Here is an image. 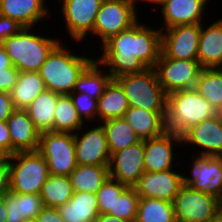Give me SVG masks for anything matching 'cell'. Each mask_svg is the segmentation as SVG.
Masks as SVG:
<instances>
[{
    "label": "cell",
    "instance_id": "obj_1",
    "mask_svg": "<svg viewBox=\"0 0 222 222\" xmlns=\"http://www.w3.org/2000/svg\"><path fill=\"white\" fill-rule=\"evenodd\" d=\"M96 48L101 53L95 59L113 79L125 74L141 73L154 68L160 57L161 29L142 23L141 19Z\"/></svg>",
    "mask_w": 222,
    "mask_h": 222
},
{
    "label": "cell",
    "instance_id": "obj_2",
    "mask_svg": "<svg viewBox=\"0 0 222 222\" xmlns=\"http://www.w3.org/2000/svg\"><path fill=\"white\" fill-rule=\"evenodd\" d=\"M66 45L68 44H63L61 41L51 51L39 70L46 89L60 95L73 92L78 77L96 56L95 53L94 57L86 54L89 52V48L86 50L87 52L82 48L81 55H78L74 48L70 49Z\"/></svg>",
    "mask_w": 222,
    "mask_h": 222
},
{
    "label": "cell",
    "instance_id": "obj_3",
    "mask_svg": "<svg viewBox=\"0 0 222 222\" xmlns=\"http://www.w3.org/2000/svg\"><path fill=\"white\" fill-rule=\"evenodd\" d=\"M50 34H40L36 27H23L17 34L5 39L2 46L20 72H39L51 51L63 41L58 34L55 38Z\"/></svg>",
    "mask_w": 222,
    "mask_h": 222
},
{
    "label": "cell",
    "instance_id": "obj_4",
    "mask_svg": "<svg viewBox=\"0 0 222 222\" xmlns=\"http://www.w3.org/2000/svg\"><path fill=\"white\" fill-rule=\"evenodd\" d=\"M215 115L216 109L195 88L167 95V131L182 136L192 126Z\"/></svg>",
    "mask_w": 222,
    "mask_h": 222
},
{
    "label": "cell",
    "instance_id": "obj_5",
    "mask_svg": "<svg viewBox=\"0 0 222 222\" xmlns=\"http://www.w3.org/2000/svg\"><path fill=\"white\" fill-rule=\"evenodd\" d=\"M115 79L124 89L129 107L167 111V94L159 84L154 68H148L141 73L125 74Z\"/></svg>",
    "mask_w": 222,
    "mask_h": 222
},
{
    "label": "cell",
    "instance_id": "obj_6",
    "mask_svg": "<svg viewBox=\"0 0 222 222\" xmlns=\"http://www.w3.org/2000/svg\"><path fill=\"white\" fill-rule=\"evenodd\" d=\"M9 167L11 192L39 195L49 177L47 162L38 151L10 155Z\"/></svg>",
    "mask_w": 222,
    "mask_h": 222
},
{
    "label": "cell",
    "instance_id": "obj_7",
    "mask_svg": "<svg viewBox=\"0 0 222 222\" xmlns=\"http://www.w3.org/2000/svg\"><path fill=\"white\" fill-rule=\"evenodd\" d=\"M139 0H104L97 13L93 32L88 36L98 39L101 45L111 36L129 29L140 19ZM138 4V5H137Z\"/></svg>",
    "mask_w": 222,
    "mask_h": 222
},
{
    "label": "cell",
    "instance_id": "obj_8",
    "mask_svg": "<svg viewBox=\"0 0 222 222\" xmlns=\"http://www.w3.org/2000/svg\"><path fill=\"white\" fill-rule=\"evenodd\" d=\"M38 152L46 160L49 174L69 176L78 166L73 133L41 132Z\"/></svg>",
    "mask_w": 222,
    "mask_h": 222
},
{
    "label": "cell",
    "instance_id": "obj_9",
    "mask_svg": "<svg viewBox=\"0 0 222 222\" xmlns=\"http://www.w3.org/2000/svg\"><path fill=\"white\" fill-rule=\"evenodd\" d=\"M104 0H60V7L57 9L60 20L65 25L68 38L72 42H87L89 34L93 32L97 13ZM73 39V40H72ZM87 39V40H86Z\"/></svg>",
    "mask_w": 222,
    "mask_h": 222
},
{
    "label": "cell",
    "instance_id": "obj_10",
    "mask_svg": "<svg viewBox=\"0 0 222 222\" xmlns=\"http://www.w3.org/2000/svg\"><path fill=\"white\" fill-rule=\"evenodd\" d=\"M176 222H209L222 208L218 197L182 186L173 201Z\"/></svg>",
    "mask_w": 222,
    "mask_h": 222
},
{
    "label": "cell",
    "instance_id": "obj_11",
    "mask_svg": "<svg viewBox=\"0 0 222 222\" xmlns=\"http://www.w3.org/2000/svg\"><path fill=\"white\" fill-rule=\"evenodd\" d=\"M158 82L167 95L195 88L202 70L198 60H182L166 57L162 52L154 67Z\"/></svg>",
    "mask_w": 222,
    "mask_h": 222
},
{
    "label": "cell",
    "instance_id": "obj_12",
    "mask_svg": "<svg viewBox=\"0 0 222 222\" xmlns=\"http://www.w3.org/2000/svg\"><path fill=\"white\" fill-rule=\"evenodd\" d=\"M189 159L192 162H188L190 170L183 171V185L222 200V156L192 155Z\"/></svg>",
    "mask_w": 222,
    "mask_h": 222
},
{
    "label": "cell",
    "instance_id": "obj_13",
    "mask_svg": "<svg viewBox=\"0 0 222 222\" xmlns=\"http://www.w3.org/2000/svg\"><path fill=\"white\" fill-rule=\"evenodd\" d=\"M75 156L78 165H109L111 154L106 133L100 123L83 125L74 133Z\"/></svg>",
    "mask_w": 222,
    "mask_h": 222
},
{
    "label": "cell",
    "instance_id": "obj_14",
    "mask_svg": "<svg viewBox=\"0 0 222 222\" xmlns=\"http://www.w3.org/2000/svg\"><path fill=\"white\" fill-rule=\"evenodd\" d=\"M181 145V146H180ZM182 136L166 131L161 136L144 140V168L146 172H163L182 165L177 162V151L182 146ZM176 158V159H175ZM180 163V164H177ZM177 164V165H176Z\"/></svg>",
    "mask_w": 222,
    "mask_h": 222
},
{
    "label": "cell",
    "instance_id": "obj_15",
    "mask_svg": "<svg viewBox=\"0 0 222 222\" xmlns=\"http://www.w3.org/2000/svg\"><path fill=\"white\" fill-rule=\"evenodd\" d=\"M201 23L176 25L161 30V52L168 58L198 60Z\"/></svg>",
    "mask_w": 222,
    "mask_h": 222
},
{
    "label": "cell",
    "instance_id": "obj_16",
    "mask_svg": "<svg viewBox=\"0 0 222 222\" xmlns=\"http://www.w3.org/2000/svg\"><path fill=\"white\" fill-rule=\"evenodd\" d=\"M182 144L186 152L196 150L191 155L222 156V123L216 115L201 121L182 135Z\"/></svg>",
    "mask_w": 222,
    "mask_h": 222
},
{
    "label": "cell",
    "instance_id": "obj_17",
    "mask_svg": "<svg viewBox=\"0 0 222 222\" xmlns=\"http://www.w3.org/2000/svg\"><path fill=\"white\" fill-rule=\"evenodd\" d=\"M163 172H144L133 186L140 198H157L173 202L183 186L182 169Z\"/></svg>",
    "mask_w": 222,
    "mask_h": 222
},
{
    "label": "cell",
    "instance_id": "obj_18",
    "mask_svg": "<svg viewBox=\"0 0 222 222\" xmlns=\"http://www.w3.org/2000/svg\"><path fill=\"white\" fill-rule=\"evenodd\" d=\"M144 172V140L111 155L109 164L111 178L133 187Z\"/></svg>",
    "mask_w": 222,
    "mask_h": 222
},
{
    "label": "cell",
    "instance_id": "obj_19",
    "mask_svg": "<svg viewBox=\"0 0 222 222\" xmlns=\"http://www.w3.org/2000/svg\"><path fill=\"white\" fill-rule=\"evenodd\" d=\"M213 0H169L159 9L161 13V30L167 29L176 25L196 24L208 22L209 11L207 7L212 5ZM209 4V5H208ZM206 9V10H205ZM207 14V15H205ZM205 16H207L205 18ZM205 20V21H204Z\"/></svg>",
    "mask_w": 222,
    "mask_h": 222
},
{
    "label": "cell",
    "instance_id": "obj_20",
    "mask_svg": "<svg viewBox=\"0 0 222 222\" xmlns=\"http://www.w3.org/2000/svg\"><path fill=\"white\" fill-rule=\"evenodd\" d=\"M46 0H0V15L18 21L24 27H38L53 17Z\"/></svg>",
    "mask_w": 222,
    "mask_h": 222
},
{
    "label": "cell",
    "instance_id": "obj_21",
    "mask_svg": "<svg viewBox=\"0 0 222 222\" xmlns=\"http://www.w3.org/2000/svg\"><path fill=\"white\" fill-rule=\"evenodd\" d=\"M12 155L16 152L38 151L40 131L24 109H16L7 119Z\"/></svg>",
    "mask_w": 222,
    "mask_h": 222
},
{
    "label": "cell",
    "instance_id": "obj_22",
    "mask_svg": "<svg viewBox=\"0 0 222 222\" xmlns=\"http://www.w3.org/2000/svg\"><path fill=\"white\" fill-rule=\"evenodd\" d=\"M213 21L201 23L197 58L202 68H219L222 64V17Z\"/></svg>",
    "mask_w": 222,
    "mask_h": 222
},
{
    "label": "cell",
    "instance_id": "obj_23",
    "mask_svg": "<svg viewBox=\"0 0 222 222\" xmlns=\"http://www.w3.org/2000/svg\"><path fill=\"white\" fill-rule=\"evenodd\" d=\"M167 111H149L129 107L123 118L134 129L141 140L155 138L164 134Z\"/></svg>",
    "mask_w": 222,
    "mask_h": 222
},
{
    "label": "cell",
    "instance_id": "obj_24",
    "mask_svg": "<svg viewBox=\"0 0 222 222\" xmlns=\"http://www.w3.org/2000/svg\"><path fill=\"white\" fill-rule=\"evenodd\" d=\"M58 211L65 222H94L99 215L97 196L91 192H74Z\"/></svg>",
    "mask_w": 222,
    "mask_h": 222
},
{
    "label": "cell",
    "instance_id": "obj_25",
    "mask_svg": "<svg viewBox=\"0 0 222 222\" xmlns=\"http://www.w3.org/2000/svg\"><path fill=\"white\" fill-rule=\"evenodd\" d=\"M129 108L124 89L116 79H112L105 92L97 100V123L123 118Z\"/></svg>",
    "mask_w": 222,
    "mask_h": 222
},
{
    "label": "cell",
    "instance_id": "obj_26",
    "mask_svg": "<svg viewBox=\"0 0 222 222\" xmlns=\"http://www.w3.org/2000/svg\"><path fill=\"white\" fill-rule=\"evenodd\" d=\"M6 222H24L36 219L45 207L43 199L36 194H20L9 191L5 194Z\"/></svg>",
    "mask_w": 222,
    "mask_h": 222
},
{
    "label": "cell",
    "instance_id": "obj_27",
    "mask_svg": "<svg viewBox=\"0 0 222 222\" xmlns=\"http://www.w3.org/2000/svg\"><path fill=\"white\" fill-rule=\"evenodd\" d=\"M59 95L45 89L24 109L40 132L53 131L55 106Z\"/></svg>",
    "mask_w": 222,
    "mask_h": 222
},
{
    "label": "cell",
    "instance_id": "obj_28",
    "mask_svg": "<svg viewBox=\"0 0 222 222\" xmlns=\"http://www.w3.org/2000/svg\"><path fill=\"white\" fill-rule=\"evenodd\" d=\"M112 79L106 69L94 59L78 77L73 92L86 93L98 100Z\"/></svg>",
    "mask_w": 222,
    "mask_h": 222
},
{
    "label": "cell",
    "instance_id": "obj_29",
    "mask_svg": "<svg viewBox=\"0 0 222 222\" xmlns=\"http://www.w3.org/2000/svg\"><path fill=\"white\" fill-rule=\"evenodd\" d=\"M69 177L74 192L96 194L109 177V165H78Z\"/></svg>",
    "mask_w": 222,
    "mask_h": 222
},
{
    "label": "cell",
    "instance_id": "obj_30",
    "mask_svg": "<svg viewBox=\"0 0 222 222\" xmlns=\"http://www.w3.org/2000/svg\"><path fill=\"white\" fill-rule=\"evenodd\" d=\"M46 89L39 72H20L11 90V98L16 109H25Z\"/></svg>",
    "mask_w": 222,
    "mask_h": 222
},
{
    "label": "cell",
    "instance_id": "obj_31",
    "mask_svg": "<svg viewBox=\"0 0 222 222\" xmlns=\"http://www.w3.org/2000/svg\"><path fill=\"white\" fill-rule=\"evenodd\" d=\"M100 124L105 130L111 155L141 141L137 133L124 118L110 119Z\"/></svg>",
    "mask_w": 222,
    "mask_h": 222
},
{
    "label": "cell",
    "instance_id": "obj_32",
    "mask_svg": "<svg viewBox=\"0 0 222 222\" xmlns=\"http://www.w3.org/2000/svg\"><path fill=\"white\" fill-rule=\"evenodd\" d=\"M73 194L74 190L69 176L49 174L39 196L46 207L59 208L68 202Z\"/></svg>",
    "mask_w": 222,
    "mask_h": 222
},
{
    "label": "cell",
    "instance_id": "obj_33",
    "mask_svg": "<svg viewBox=\"0 0 222 222\" xmlns=\"http://www.w3.org/2000/svg\"><path fill=\"white\" fill-rule=\"evenodd\" d=\"M134 222H176L173 202L140 198Z\"/></svg>",
    "mask_w": 222,
    "mask_h": 222
},
{
    "label": "cell",
    "instance_id": "obj_34",
    "mask_svg": "<svg viewBox=\"0 0 222 222\" xmlns=\"http://www.w3.org/2000/svg\"><path fill=\"white\" fill-rule=\"evenodd\" d=\"M85 124L73 105L70 95H59L55 106L53 131L74 134Z\"/></svg>",
    "mask_w": 222,
    "mask_h": 222
},
{
    "label": "cell",
    "instance_id": "obj_35",
    "mask_svg": "<svg viewBox=\"0 0 222 222\" xmlns=\"http://www.w3.org/2000/svg\"><path fill=\"white\" fill-rule=\"evenodd\" d=\"M195 89L217 110L222 106V71L219 68H202Z\"/></svg>",
    "mask_w": 222,
    "mask_h": 222
},
{
    "label": "cell",
    "instance_id": "obj_36",
    "mask_svg": "<svg viewBox=\"0 0 222 222\" xmlns=\"http://www.w3.org/2000/svg\"><path fill=\"white\" fill-rule=\"evenodd\" d=\"M129 186L111 178L110 176L96 193L99 214H108L114 211V203Z\"/></svg>",
    "mask_w": 222,
    "mask_h": 222
},
{
    "label": "cell",
    "instance_id": "obj_37",
    "mask_svg": "<svg viewBox=\"0 0 222 222\" xmlns=\"http://www.w3.org/2000/svg\"><path fill=\"white\" fill-rule=\"evenodd\" d=\"M140 197L138 196L134 187H128L114 203V211L108 214L115 217L134 222L138 210V203Z\"/></svg>",
    "mask_w": 222,
    "mask_h": 222
},
{
    "label": "cell",
    "instance_id": "obj_38",
    "mask_svg": "<svg viewBox=\"0 0 222 222\" xmlns=\"http://www.w3.org/2000/svg\"><path fill=\"white\" fill-rule=\"evenodd\" d=\"M70 98L81 119L88 124L97 121V100L86 93L71 92Z\"/></svg>",
    "mask_w": 222,
    "mask_h": 222
},
{
    "label": "cell",
    "instance_id": "obj_39",
    "mask_svg": "<svg viewBox=\"0 0 222 222\" xmlns=\"http://www.w3.org/2000/svg\"><path fill=\"white\" fill-rule=\"evenodd\" d=\"M23 27L18 21L0 15V45L8 37L17 34Z\"/></svg>",
    "mask_w": 222,
    "mask_h": 222
},
{
    "label": "cell",
    "instance_id": "obj_40",
    "mask_svg": "<svg viewBox=\"0 0 222 222\" xmlns=\"http://www.w3.org/2000/svg\"><path fill=\"white\" fill-rule=\"evenodd\" d=\"M20 71L12 66L6 68V72H0V92H11L16 84Z\"/></svg>",
    "mask_w": 222,
    "mask_h": 222
},
{
    "label": "cell",
    "instance_id": "obj_41",
    "mask_svg": "<svg viewBox=\"0 0 222 222\" xmlns=\"http://www.w3.org/2000/svg\"><path fill=\"white\" fill-rule=\"evenodd\" d=\"M10 167L9 156H0V195H5L10 191Z\"/></svg>",
    "mask_w": 222,
    "mask_h": 222
},
{
    "label": "cell",
    "instance_id": "obj_42",
    "mask_svg": "<svg viewBox=\"0 0 222 222\" xmlns=\"http://www.w3.org/2000/svg\"><path fill=\"white\" fill-rule=\"evenodd\" d=\"M12 155V143L7 121H0V156Z\"/></svg>",
    "mask_w": 222,
    "mask_h": 222
},
{
    "label": "cell",
    "instance_id": "obj_43",
    "mask_svg": "<svg viewBox=\"0 0 222 222\" xmlns=\"http://www.w3.org/2000/svg\"><path fill=\"white\" fill-rule=\"evenodd\" d=\"M16 110L9 92H0V121H7Z\"/></svg>",
    "mask_w": 222,
    "mask_h": 222
},
{
    "label": "cell",
    "instance_id": "obj_44",
    "mask_svg": "<svg viewBox=\"0 0 222 222\" xmlns=\"http://www.w3.org/2000/svg\"><path fill=\"white\" fill-rule=\"evenodd\" d=\"M37 222H65L60 216L58 208L44 207L36 217Z\"/></svg>",
    "mask_w": 222,
    "mask_h": 222
},
{
    "label": "cell",
    "instance_id": "obj_45",
    "mask_svg": "<svg viewBox=\"0 0 222 222\" xmlns=\"http://www.w3.org/2000/svg\"><path fill=\"white\" fill-rule=\"evenodd\" d=\"M13 64L4 50L3 46L0 45V72H6V68L12 67Z\"/></svg>",
    "mask_w": 222,
    "mask_h": 222
},
{
    "label": "cell",
    "instance_id": "obj_46",
    "mask_svg": "<svg viewBox=\"0 0 222 222\" xmlns=\"http://www.w3.org/2000/svg\"><path fill=\"white\" fill-rule=\"evenodd\" d=\"M94 222H130L110 214H99Z\"/></svg>",
    "mask_w": 222,
    "mask_h": 222
},
{
    "label": "cell",
    "instance_id": "obj_47",
    "mask_svg": "<svg viewBox=\"0 0 222 222\" xmlns=\"http://www.w3.org/2000/svg\"><path fill=\"white\" fill-rule=\"evenodd\" d=\"M7 210L5 204V195H0V222H6Z\"/></svg>",
    "mask_w": 222,
    "mask_h": 222
},
{
    "label": "cell",
    "instance_id": "obj_48",
    "mask_svg": "<svg viewBox=\"0 0 222 222\" xmlns=\"http://www.w3.org/2000/svg\"><path fill=\"white\" fill-rule=\"evenodd\" d=\"M139 1H140L139 3L143 2V5H144V3L150 4V5L152 4L153 5L152 7L156 6L158 9V7L160 8L169 0H139Z\"/></svg>",
    "mask_w": 222,
    "mask_h": 222
},
{
    "label": "cell",
    "instance_id": "obj_49",
    "mask_svg": "<svg viewBox=\"0 0 222 222\" xmlns=\"http://www.w3.org/2000/svg\"><path fill=\"white\" fill-rule=\"evenodd\" d=\"M209 222H222V208L216 213L214 218Z\"/></svg>",
    "mask_w": 222,
    "mask_h": 222
},
{
    "label": "cell",
    "instance_id": "obj_50",
    "mask_svg": "<svg viewBox=\"0 0 222 222\" xmlns=\"http://www.w3.org/2000/svg\"><path fill=\"white\" fill-rule=\"evenodd\" d=\"M216 116L218 117L219 121L222 123V106L216 110Z\"/></svg>",
    "mask_w": 222,
    "mask_h": 222
},
{
    "label": "cell",
    "instance_id": "obj_51",
    "mask_svg": "<svg viewBox=\"0 0 222 222\" xmlns=\"http://www.w3.org/2000/svg\"><path fill=\"white\" fill-rule=\"evenodd\" d=\"M24 222H37L36 219H30V220H26Z\"/></svg>",
    "mask_w": 222,
    "mask_h": 222
}]
</instances>
